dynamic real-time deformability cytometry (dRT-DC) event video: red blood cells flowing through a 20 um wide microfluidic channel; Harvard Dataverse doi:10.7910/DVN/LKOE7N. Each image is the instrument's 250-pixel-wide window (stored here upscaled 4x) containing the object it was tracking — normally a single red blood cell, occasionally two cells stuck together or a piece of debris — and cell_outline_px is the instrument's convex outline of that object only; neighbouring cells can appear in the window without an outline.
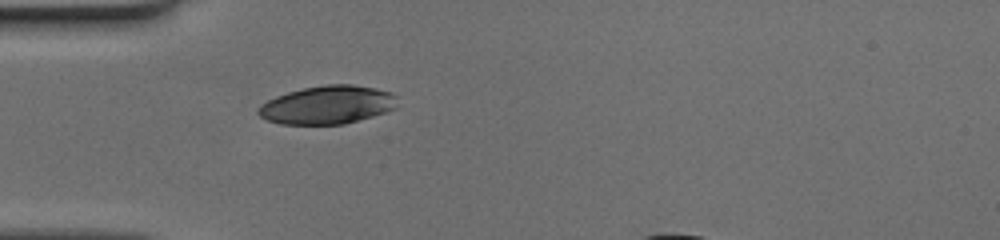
{"species": "human", "species_latin": "Homo sapiens", "temperature_condition": "cold", "stored_images_in_passage": 32, "camera_frame_rate_fps": 3000, "um_per_image_px": 0.085, "donor": {"sex": "female"}, "frame": {"image": 1, "passage_image": 1, "time_ms": 0.0, "image_size_px": [1000, 240], "cell_outline_px": [[396, 108], [372, 116], [344, 124], [280, 124], [268, 120], [260, 116], [256, 112], [260, 104], [276, 96], [288, 92], [304, 88], [328, 84], [352, 84], [376, 88], [392, 92], [396, 96]], "centroid_in_image_um": [27.83, 8.91], "position_along_channel_um": 57.2, "area_um2": 30.98}}
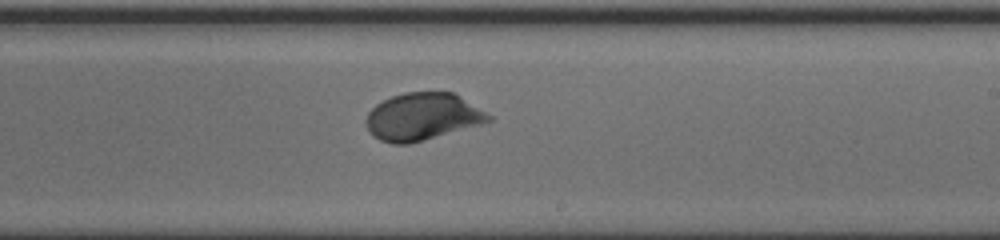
{"frame": {"image": 2, "passage_image": 16, "time_ms": 5.0, "image_size_px": [1000, 240], "cell_outline_px": [[492, 120], [480, 124], [424, 140], [408, 144], [392, 144], [380, 140], [372, 136], [368, 132], [364, 124], [364, 120], [368, 112], [376, 104], [392, 96], [404, 92], [452, 92], [460, 96], [492, 116]], "centroid_in_image_um": [35.84, 9.92], "position_along_channel_um": 253.2, "area_um2": 33.76}}
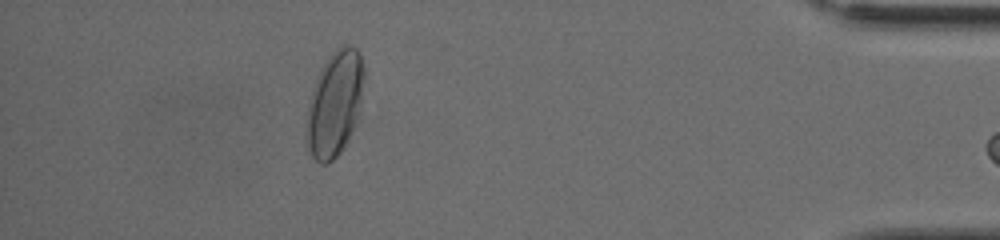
{"frame": {"image": 3, "passage_image": 31, "time_ms": 10.0, "image_size_px": [1000, 240], "cell_outline_px": [[364, 76], [360, 120], [344, 148], [328, 164], [320, 164], [312, 156], [308, 148], [304, 132], [308, 108], [312, 88], [328, 56], [340, 44], [348, 44], [356, 48], [360, 52], [364, 68]], "centroid_in_image_um": [28.48, 8.83], "position_along_channel_um": 406.7, "area_um2": 36.18}}